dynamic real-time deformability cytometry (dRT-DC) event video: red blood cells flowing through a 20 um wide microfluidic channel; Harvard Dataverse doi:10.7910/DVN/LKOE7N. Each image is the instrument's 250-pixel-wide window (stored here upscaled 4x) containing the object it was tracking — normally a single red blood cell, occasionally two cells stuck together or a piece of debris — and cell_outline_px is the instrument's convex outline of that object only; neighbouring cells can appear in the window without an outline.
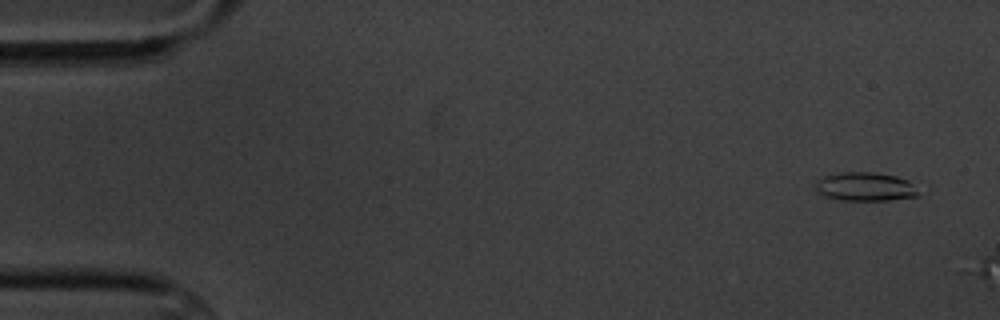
{"species": "common noctule bat (a hibernating species)", "species_latin": "Nyctalus noctula", "temperature_condition": "cold", "stored_images_in_passage": 2, "camera_frame_rate_fps": 3000, "um_per_image_px": 0.085, "animal": {"sex": "male", "body_mass_g": 20.1, "forearm_length_mm": 53.5}, "frame": {"image": 1, "passage_image": 1, "time_ms": 0.0, "image_size_px": [1000, 320], "cell_outline_px": [[920, 196], [888, 200], [840, 200], [816, 192], [816, 180], [824, 176], [840, 172], [872, 172], [896, 176], [908, 180]], "centroid_in_image_um": [73.52, 15.86], "position_along_channel_um": 11.5, "area_um2": 17.05}}